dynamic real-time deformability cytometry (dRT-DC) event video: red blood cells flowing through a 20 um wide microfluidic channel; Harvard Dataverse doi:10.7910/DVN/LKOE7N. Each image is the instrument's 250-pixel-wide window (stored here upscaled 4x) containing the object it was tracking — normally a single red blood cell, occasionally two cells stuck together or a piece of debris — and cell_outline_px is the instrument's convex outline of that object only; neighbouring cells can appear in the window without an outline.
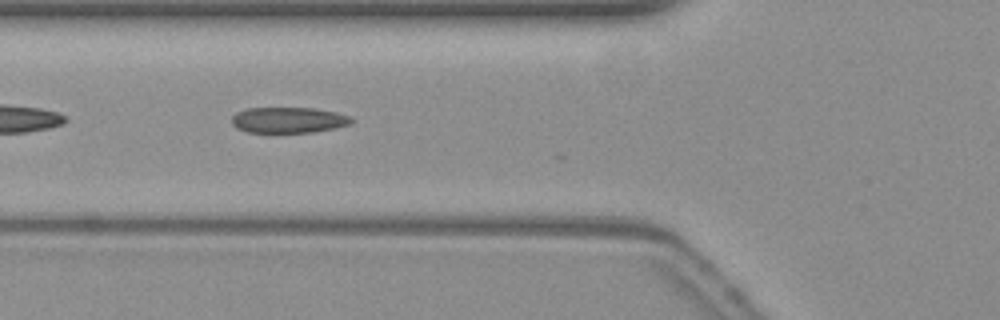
{"species": "common noctule bat (a hibernating species)", "species_latin": "Nyctalus noctula", "temperature_condition": "warm", "stored_images_in_passage": 48, "camera_frame_rate_fps": 3000, "um_per_image_px": 0.085, "animal": {"sex": "female", "body_mass_g": 19.3, "forearm_length_mm": 54.1}, "frame": {"image": 1, "passage_image": 19, "time_ms": 6.0, "image_size_px": [1000, 320], "cell_outline_px": [[352, 124], [336, 128], [312, 132], [248, 132], [236, 128], [232, 124], [232, 116], [236, 112], [248, 108], [316, 108], [336, 112], [348, 116], [352, 120]], "centroid_in_image_um": [24.51, 10.2], "position_along_channel_um": 101.3, "area_um2": 17.98}}
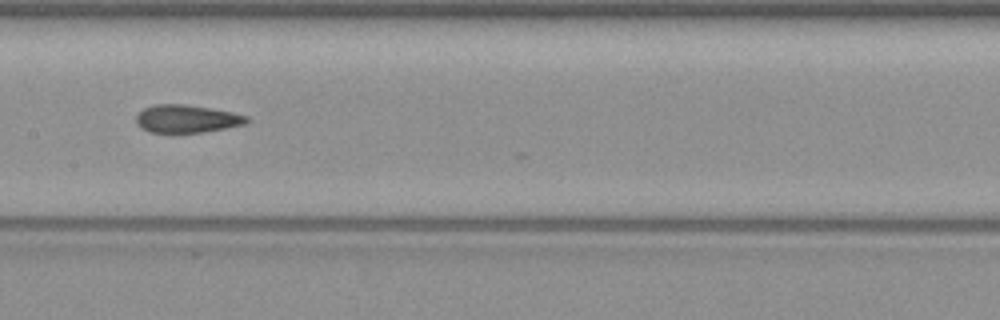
{"frame": {"image": 2, "passage_image": 26, "time_ms": 8.333, "image_size_px": [1000, 320], "cell_outline_px": [[248, 120], [244, 124], [204, 132], [172, 136], [148, 132], [136, 120], [136, 116], [144, 108], [156, 104], [184, 104], [232, 112], [248, 116]], "centroid_in_image_um": [15.83, 10.14], "position_along_channel_um": 191.6, "area_um2": 18.32}}
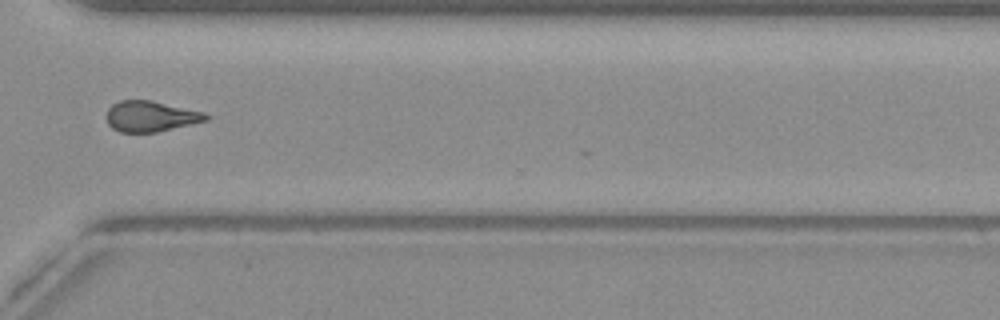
{"frame": {"image": 3, "passage_image": 39, "time_ms": 12.667, "image_size_px": [1000, 320], "cell_outline_px": [[212, 116], [208, 120], [156, 132], [120, 132], [112, 128], [108, 124], [108, 108], [112, 104], [120, 100], [152, 100], [204, 112]], "centroid_in_image_um": [12.83, 9.88], "position_along_channel_um": 357.8, "area_um2": 17.74}, "authors_computed_cell_mechanics": {"area_um2": 18.207, "velocity_mm_per_s": 3.842, "shape_relaxation_time_tau1_ms": null, "shape_relaxation_time_tau2_ms": 2.4232, "deformation_change_tau1": null, "deformation_change_tau2": 0.112}}